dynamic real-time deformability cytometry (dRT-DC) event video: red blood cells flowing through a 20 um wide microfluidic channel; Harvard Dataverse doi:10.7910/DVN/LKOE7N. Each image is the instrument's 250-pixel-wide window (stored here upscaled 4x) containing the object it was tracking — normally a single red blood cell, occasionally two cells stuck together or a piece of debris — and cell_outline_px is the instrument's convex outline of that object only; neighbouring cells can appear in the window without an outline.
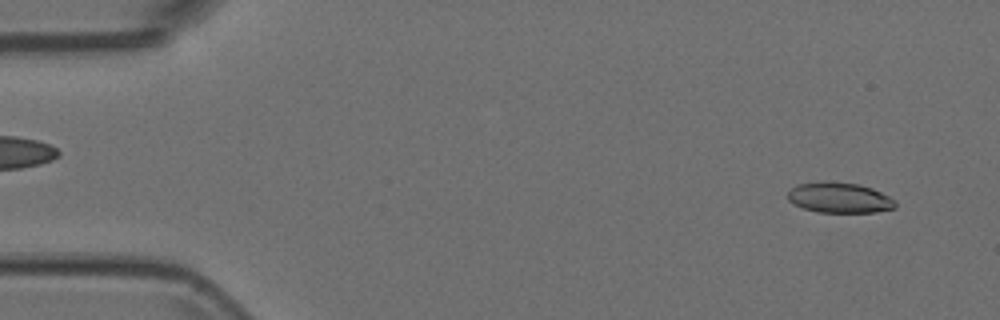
{"species": "Egyptian fruit bat (a non-hibernating species)", "species_latin": "Rousettus aegyptiacus", "temperature_condition": "room temperature", "stored_images_in_passage": 52, "camera_frame_rate_fps": 3000, "um_per_image_px": 0.085, "animal": {"sex": "female"}, "frame": {"image": 1, "passage_image": 3, "time_ms": 0.667, "image_size_px": [1000, 320], "cell_outline_px": [[896, 208], [876, 212], [816, 212], [804, 208], [788, 200], [788, 192], [796, 184], [860, 184], [872, 188], [896, 200]], "centroid_in_image_um": [71.41, 16.85], "position_along_channel_um": 13.6, "area_um2": 18.32}}
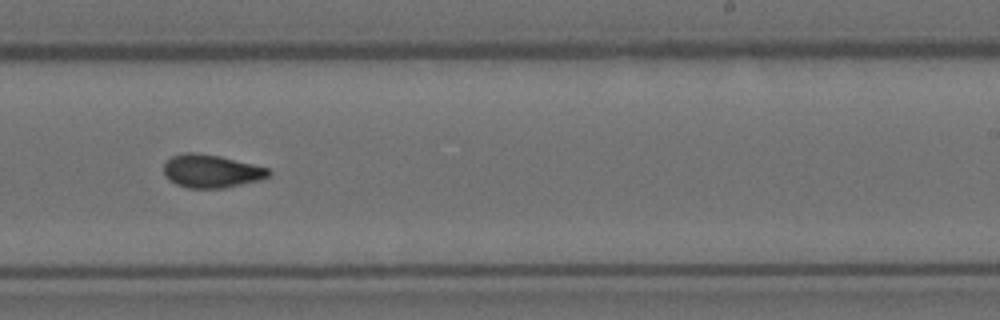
{"frame": {"image": 2, "passage_image": 32, "time_ms": 10.333, "image_size_px": [1000, 320], "cell_outline_px": [[272, 172], [268, 176], [260, 180], [224, 188], [188, 188], [176, 184], [168, 180], [164, 176], [164, 164], [172, 156], [184, 152], [192, 152], [220, 156], [268, 168]], "centroid_in_image_um": [17.94, 14.55], "position_along_channel_um": 271.1, "area_um2": 20.23}}
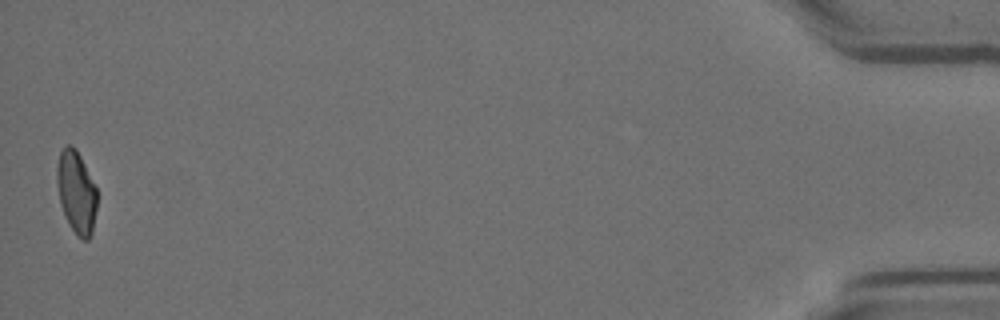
{"frame": {"image": 3, "passage_image": 52, "time_ms": 17.0, "image_size_px": [1000, 320], "cell_outline_px": [[96, 208], [92, 232], [88, 240], [84, 240], [76, 236], [60, 204], [56, 184], [56, 168], [60, 152], [68, 144], [72, 144], [76, 148], [96, 188]], "centroid_in_image_um": [6.47, 16.32], "position_along_channel_um": 428.7, "area_um2": 19.07}}